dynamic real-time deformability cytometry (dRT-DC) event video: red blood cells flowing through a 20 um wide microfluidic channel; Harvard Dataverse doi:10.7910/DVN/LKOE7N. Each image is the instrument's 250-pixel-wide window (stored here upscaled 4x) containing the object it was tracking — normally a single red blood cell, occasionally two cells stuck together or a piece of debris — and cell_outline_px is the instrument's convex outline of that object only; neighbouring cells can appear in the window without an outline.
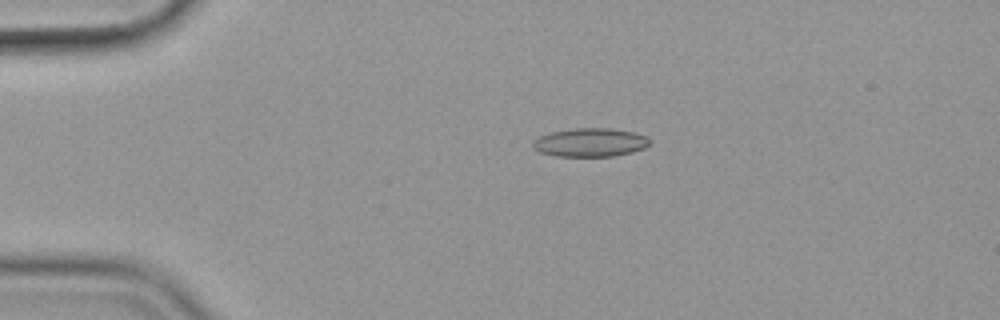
{"species": "common noctule bat (a hibernating species)", "species_latin": "Nyctalus noctula", "temperature_condition": "cold", "stored_images_in_passage": 56, "camera_frame_rate_fps": 3000, "um_per_image_px": 0.085, "animal": {"sex": "female", "body_mass_g": 19.9}, "frame": {"image": 1, "passage_image": 12, "time_ms": 3.667, "image_size_px": [1000, 320], "cell_outline_px": [[652, 140], [644, 148], [632, 152], [612, 156], [556, 156], [540, 152], [532, 148], [532, 140], [540, 136], [552, 132], [572, 128], [612, 128], [636, 132]], "centroid_in_image_um": [50.15, 12.1], "position_along_channel_um": 34.8, "area_um2": 19.54}}
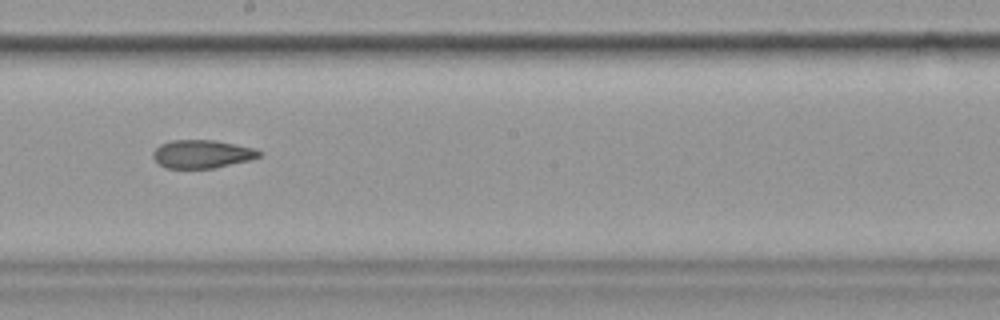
{"frame": {"image": 2, "passage_image": 32, "time_ms": 10.333, "image_size_px": [1000, 320], "cell_outline_px": [[264, 152], [260, 156], [248, 160], [212, 168], [168, 168], [160, 164], [152, 156], [152, 152], [160, 144], [172, 140], [216, 140], [256, 148]], "centroid_in_image_um": [17.19, 13.07], "position_along_channel_um": 231.0, "area_um2": 17.4}}
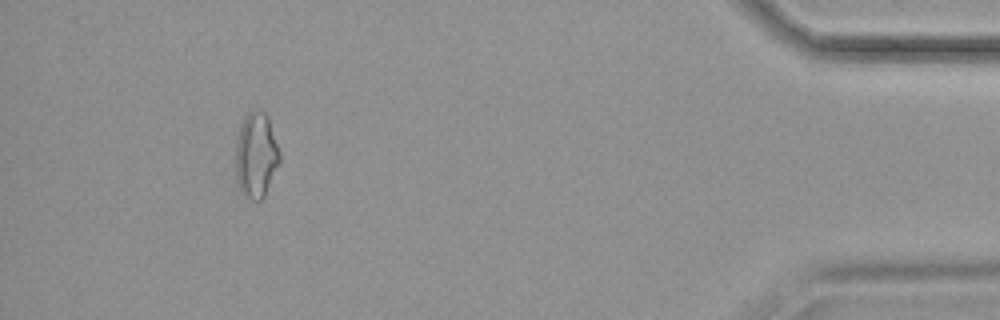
{"frame": {"image": 3, "passage_image": 52, "time_ms": 17.0, "image_size_px": [1000, 320], "cell_outline_px": [[280, 160], [264, 196], [260, 200], [252, 200], [244, 196], [240, 192], [236, 180], [236, 140], [240, 124], [244, 116], [252, 108], [260, 108], [268, 116], [280, 152]], "centroid_in_image_um": [21.75, 13.14], "position_along_channel_um": 413.5, "area_um2": 22.2}, "authors_computed_cell_mechanics": {"area_um2": 18.8428, "velocity_mm_per_s": 3.597, "shape_relaxation_time_tau1_ms": null, "shape_relaxation_time_tau2_ms": 5.1098, "deformation_change_tau1": null, "deformation_change_tau2": 0.1429}}